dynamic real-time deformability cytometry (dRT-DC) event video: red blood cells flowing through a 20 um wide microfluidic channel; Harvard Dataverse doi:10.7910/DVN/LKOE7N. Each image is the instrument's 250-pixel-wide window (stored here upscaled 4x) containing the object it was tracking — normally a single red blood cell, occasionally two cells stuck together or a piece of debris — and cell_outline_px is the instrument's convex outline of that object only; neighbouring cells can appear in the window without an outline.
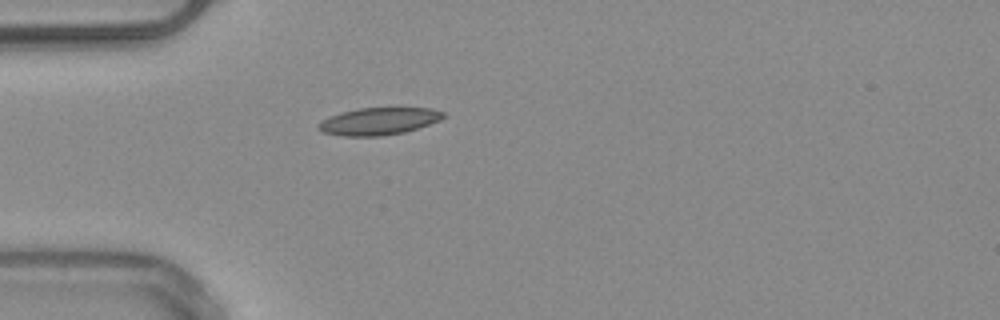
{"species": "common noctule bat (a hibernating species)", "species_latin": "Nyctalus noctula", "temperature_condition": "warm", "stored_images_in_passage": 2, "camera_frame_rate_fps": 3000, "um_per_image_px": 0.085, "animal": {"sex": "male", "body_mass_g": 20.4}, "frame": {"image": 1, "passage_image": 2, "time_ms": 1.0, "image_size_px": [1000, 320], "cell_outline_px": [[444, 116], [440, 120], [404, 132], [380, 136], [344, 136], [324, 132], [316, 128], [316, 124], [328, 116], [340, 112], [356, 108], [432, 108], [444, 112]], "centroid_in_image_um": [32.14, 10.3], "position_along_channel_um": 52.9, "area_um2": 19.83}}